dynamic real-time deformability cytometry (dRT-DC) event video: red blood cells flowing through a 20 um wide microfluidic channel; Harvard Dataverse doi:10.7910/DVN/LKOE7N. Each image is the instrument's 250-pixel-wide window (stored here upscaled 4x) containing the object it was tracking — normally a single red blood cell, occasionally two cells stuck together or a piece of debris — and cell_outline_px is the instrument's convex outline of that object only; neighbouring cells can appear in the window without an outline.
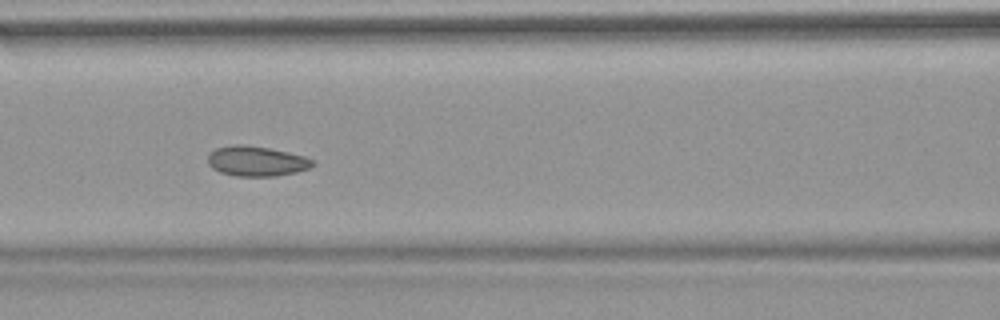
{"species": "common noctule bat (a hibernating species)", "species_latin": "Nyctalus noctula", "temperature_condition": "warm", "stored_images_in_passage": 55, "camera_frame_rate_fps": 3000, "um_per_image_px": 0.085, "animal": {"sex": "female", "body_mass_g": 18.4}, "frame": {"image": 1, "passage_image": 24, "time_ms": 7.667, "image_size_px": [1000, 320], "cell_outline_px": [[316, 164], [308, 168], [296, 172], [276, 176], [236, 176], [220, 172], [212, 168], [208, 164], [208, 156], [216, 148], [236, 144], [240, 144], [268, 148], [288, 152], [304, 156], [316, 160]], "centroid_in_image_um": [21.83, 13.7], "position_along_channel_um": 144.8, "area_um2": 18.32}, "authors_computed_cell_mechanics": {"area_um2": 18.6116, "velocity_mm_per_s": 3.7878, "shape_relaxation_time_tau1_ms": 6.286, "shape_relaxation_time_tau2_ms": 4.1142, "deformation_change_tau1": 0.0754, "deformation_change_tau2": 0.0826}}